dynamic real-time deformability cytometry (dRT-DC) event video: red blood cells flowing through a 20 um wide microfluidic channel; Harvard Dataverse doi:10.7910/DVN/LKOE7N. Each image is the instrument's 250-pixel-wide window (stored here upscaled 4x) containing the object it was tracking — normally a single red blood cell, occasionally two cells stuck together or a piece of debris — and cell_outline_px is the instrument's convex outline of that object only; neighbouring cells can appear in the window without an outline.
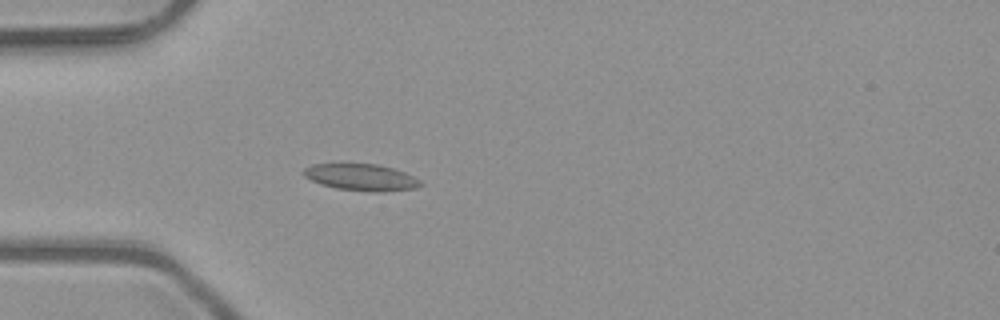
{"species": "common noctule bat (a hibernating species)", "species_latin": "Nyctalus noctula", "temperature_condition": "room temperature", "stored_images_in_passage": 4, "camera_frame_rate_fps": 3000, "um_per_image_px": 0.085, "animal": {"sex": "male", "body_mass_g": 23.1, "forearm_length_mm": 52.7}, "frame": {"image": 1, "passage_image": 4, "time_ms": 1.0, "image_size_px": [1000, 320], "cell_outline_px": [[424, 184], [416, 188], [384, 192], [368, 192], [336, 188], [320, 184], [304, 176], [304, 168], [312, 164], [376, 164], [392, 168], [404, 172], [420, 180]], "centroid_in_image_um": [30.72, 15.08], "position_along_channel_um": 54.3, "area_um2": 18.15}}